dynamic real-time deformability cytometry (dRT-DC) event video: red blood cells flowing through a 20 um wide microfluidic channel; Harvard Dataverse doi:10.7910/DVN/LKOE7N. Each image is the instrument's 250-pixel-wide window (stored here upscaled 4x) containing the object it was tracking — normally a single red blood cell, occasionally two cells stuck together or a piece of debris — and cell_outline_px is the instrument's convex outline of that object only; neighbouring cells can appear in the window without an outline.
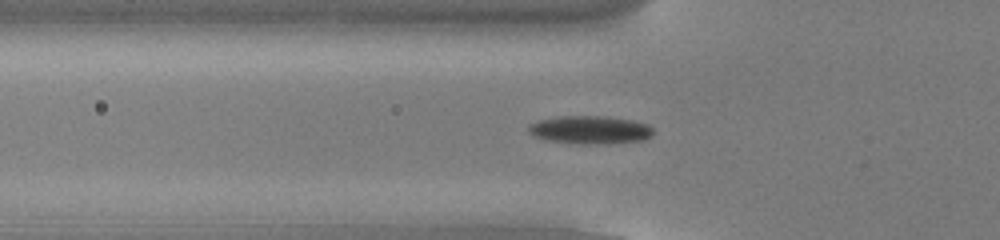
{"species": "common noctule bat (a hibernating species)", "species_latin": "Nyctalus noctula", "temperature_condition": "cold", "stored_images_in_passage": 52, "camera_frame_rate_fps": 3000, "um_per_image_px": 0.085, "animal": {"sex": "male", "body_mass_g": 13.0, "forearm_length_mm": 53.1}, "frame": {"image": 1, "passage_image": 19, "time_ms": 6.0, "image_size_px": [1000, 240], "cell_outline_px": [[652, 136], [644, 140], [584, 144], [544, 140], [528, 132], [528, 124], [540, 120], [560, 116], [604, 116], [632, 120], [648, 124], [652, 128]], "centroid_in_image_um": [50.13, 11.02], "position_along_channel_um": 75.7, "area_um2": 20.17}}
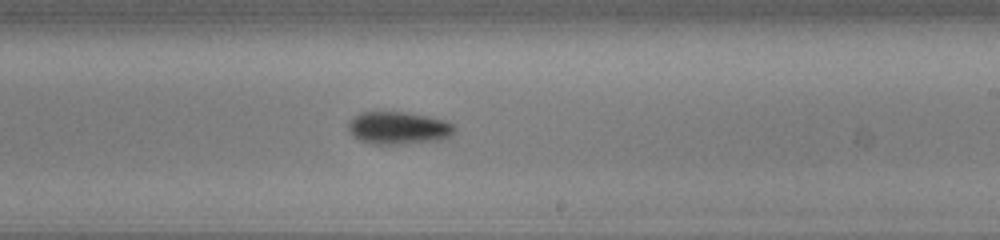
{"frame": {"image": 2, "passage_image": 33, "time_ms": 10.667, "image_size_px": [1000, 240], "cell_outline_px": [[456, 132], [452, 136], [440, 140], [404, 144], [372, 144], [360, 140], [352, 136], [348, 132], [348, 124], [360, 112], [404, 112], [428, 116], [448, 120], [456, 124]], "centroid_in_image_um": [33.94, 10.88], "position_along_channel_um": 255.1, "area_um2": 20.52}}
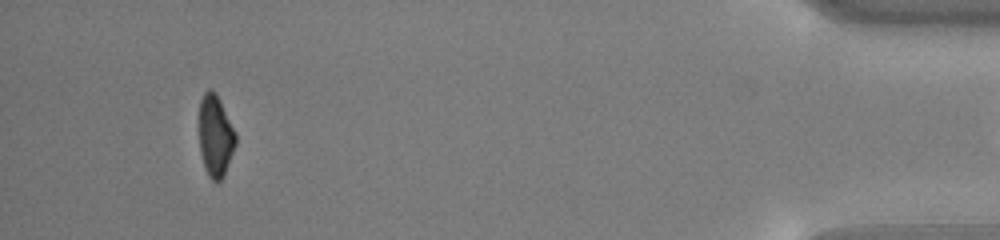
{"frame": {"image": 3, "passage_image": 51, "time_ms": 16.667, "image_size_px": [1000, 240], "cell_outline_px": [[236, 144], [224, 176], [216, 184], [208, 176], [204, 168], [200, 152], [200, 100], [204, 92], [208, 88], [212, 88], [216, 92], [236, 132]], "centroid_in_image_um": [18.32, 11.56], "position_along_channel_um": 416.9, "area_um2": 17.57}}